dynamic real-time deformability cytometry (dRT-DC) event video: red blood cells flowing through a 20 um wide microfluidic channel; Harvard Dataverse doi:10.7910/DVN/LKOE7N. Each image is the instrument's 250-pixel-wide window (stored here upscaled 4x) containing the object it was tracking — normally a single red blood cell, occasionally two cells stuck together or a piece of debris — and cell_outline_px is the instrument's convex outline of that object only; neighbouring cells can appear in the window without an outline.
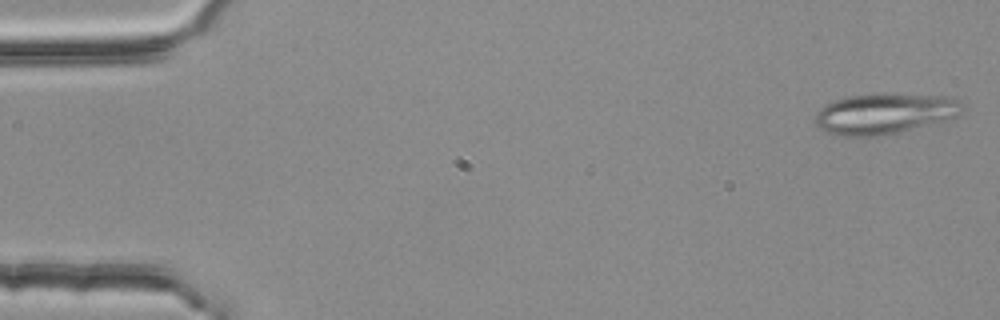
{"species": "common noctule bat (a hibernating species)", "species_latin": "Nyctalus noctula", "temperature_condition": "room temperature", "stored_images_in_passage": 4, "camera_frame_rate_fps": 3000, "um_per_image_px": 0.085, "animal": {"sex": "female", "body_mass_g": 25.1}, "frame": {"image": 1, "passage_image": 1, "time_ms": 0.0, "image_size_px": [1000, 320], "cell_outline_px": [[964, 108], [960, 116], [896, 132], [876, 136], [836, 136], [820, 128], [816, 124], [816, 112], [824, 104], [848, 96], [948, 96], [960, 100]], "centroid_in_image_um": [75.17, 9.69], "position_along_channel_um": 9.8, "area_um2": 33.7}}
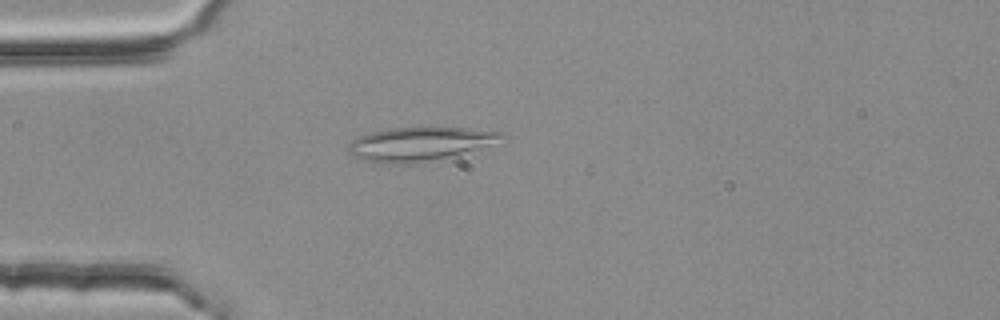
{"frame": {"image": 2, "passage_image": 4, "time_ms": 1.0, "image_size_px": [1000, 320], "cell_outline_px": [[508, 136], [476, 148], [432, 160], [416, 164], [392, 164], [364, 160], [348, 152], [348, 148], [352, 140], [360, 136], [372, 132], [388, 128], [468, 128], [504, 132]], "centroid_in_image_um": [35.61, 12.23], "position_along_channel_um": 49.4, "area_um2": 29.3}}